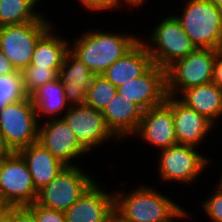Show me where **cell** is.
Here are the masks:
<instances>
[{"label":"cell","mask_w":222,"mask_h":222,"mask_svg":"<svg viewBox=\"0 0 222 222\" xmlns=\"http://www.w3.org/2000/svg\"><path fill=\"white\" fill-rule=\"evenodd\" d=\"M38 142L67 166L79 165L78 162L88 156L63 118L40 122Z\"/></svg>","instance_id":"7c38bea8"},{"label":"cell","mask_w":222,"mask_h":222,"mask_svg":"<svg viewBox=\"0 0 222 222\" xmlns=\"http://www.w3.org/2000/svg\"><path fill=\"white\" fill-rule=\"evenodd\" d=\"M170 12L168 16L161 17L159 23L155 22L153 29L149 28L148 38L141 36L140 39L146 45L153 64L165 70L196 49L172 10Z\"/></svg>","instance_id":"5b68a950"},{"label":"cell","mask_w":222,"mask_h":222,"mask_svg":"<svg viewBox=\"0 0 222 222\" xmlns=\"http://www.w3.org/2000/svg\"><path fill=\"white\" fill-rule=\"evenodd\" d=\"M120 187L114 191L115 212L128 222H168L183 208L173 196L147 181L137 182L134 189L128 188V193Z\"/></svg>","instance_id":"7a4b0ae2"},{"label":"cell","mask_w":222,"mask_h":222,"mask_svg":"<svg viewBox=\"0 0 222 222\" xmlns=\"http://www.w3.org/2000/svg\"><path fill=\"white\" fill-rule=\"evenodd\" d=\"M102 114L110 130L122 142H126L137 131L143 110L123 95L116 93Z\"/></svg>","instance_id":"ac0fdd59"},{"label":"cell","mask_w":222,"mask_h":222,"mask_svg":"<svg viewBox=\"0 0 222 222\" xmlns=\"http://www.w3.org/2000/svg\"><path fill=\"white\" fill-rule=\"evenodd\" d=\"M147 1H150V0H120L122 5H124V9L127 7L126 9H128L131 12H132V9L133 10L136 9V11L138 12L140 10V7L145 6V4L147 5L148 3ZM138 7H139V10L137 9Z\"/></svg>","instance_id":"836d02e7"},{"label":"cell","mask_w":222,"mask_h":222,"mask_svg":"<svg viewBox=\"0 0 222 222\" xmlns=\"http://www.w3.org/2000/svg\"><path fill=\"white\" fill-rule=\"evenodd\" d=\"M219 9H220L221 18H222V6Z\"/></svg>","instance_id":"b9f144b4"},{"label":"cell","mask_w":222,"mask_h":222,"mask_svg":"<svg viewBox=\"0 0 222 222\" xmlns=\"http://www.w3.org/2000/svg\"><path fill=\"white\" fill-rule=\"evenodd\" d=\"M58 71L49 67L28 65L22 72V85L26 96H30L36 89L58 78Z\"/></svg>","instance_id":"484cf974"},{"label":"cell","mask_w":222,"mask_h":222,"mask_svg":"<svg viewBox=\"0 0 222 222\" xmlns=\"http://www.w3.org/2000/svg\"><path fill=\"white\" fill-rule=\"evenodd\" d=\"M39 121L30 96L6 103L0 110V141L7 152L38 142Z\"/></svg>","instance_id":"8992f818"},{"label":"cell","mask_w":222,"mask_h":222,"mask_svg":"<svg viewBox=\"0 0 222 222\" xmlns=\"http://www.w3.org/2000/svg\"><path fill=\"white\" fill-rule=\"evenodd\" d=\"M28 207L33 211L37 222H67L64 212L49 209L36 203Z\"/></svg>","instance_id":"f546056e"},{"label":"cell","mask_w":222,"mask_h":222,"mask_svg":"<svg viewBox=\"0 0 222 222\" xmlns=\"http://www.w3.org/2000/svg\"><path fill=\"white\" fill-rule=\"evenodd\" d=\"M18 153L25 160L37 191L47 185L67 166L39 142L20 149Z\"/></svg>","instance_id":"ffe728a7"},{"label":"cell","mask_w":222,"mask_h":222,"mask_svg":"<svg viewBox=\"0 0 222 222\" xmlns=\"http://www.w3.org/2000/svg\"><path fill=\"white\" fill-rule=\"evenodd\" d=\"M165 103L172 109L178 144L201 148L202 143L209 141L208 137L218 131L209 119L187 107L177 97L167 95Z\"/></svg>","instance_id":"9a60e30c"},{"label":"cell","mask_w":222,"mask_h":222,"mask_svg":"<svg viewBox=\"0 0 222 222\" xmlns=\"http://www.w3.org/2000/svg\"><path fill=\"white\" fill-rule=\"evenodd\" d=\"M134 137V138H133ZM130 139H138L137 143L145 142V146L164 150L176 145V134L172 109L164 102L163 104L143 111L137 131Z\"/></svg>","instance_id":"4fadbf2b"},{"label":"cell","mask_w":222,"mask_h":222,"mask_svg":"<svg viewBox=\"0 0 222 222\" xmlns=\"http://www.w3.org/2000/svg\"><path fill=\"white\" fill-rule=\"evenodd\" d=\"M25 96L21 72L12 76H0V110L6 103L18 101Z\"/></svg>","instance_id":"4316f807"},{"label":"cell","mask_w":222,"mask_h":222,"mask_svg":"<svg viewBox=\"0 0 222 222\" xmlns=\"http://www.w3.org/2000/svg\"><path fill=\"white\" fill-rule=\"evenodd\" d=\"M81 165L66 166L53 180L38 190L36 204L65 212L96 181Z\"/></svg>","instance_id":"ba28073f"},{"label":"cell","mask_w":222,"mask_h":222,"mask_svg":"<svg viewBox=\"0 0 222 222\" xmlns=\"http://www.w3.org/2000/svg\"><path fill=\"white\" fill-rule=\"evenodd\" d=\"M189 212L188 210H186L184 207L171 219L169 220L168 222H182L185 220L188 222V220H192L193 221V214ZM188 218V219H187ZM178 220V221H177ZM180 220V221H179ZM182 220V221H181Z\"/></svg>","instance_id":"e575fe53"},{"label":"cell","mask_w":222,"mask_h":222,"mask_svg":"<svg viewBox=\"0 0 222 222\" xmlns=\"http://www.w3.org/2000/svg\"><path fill=\"white\" fill-rule=\"evenodd\" d=\"M11 206L0 204V222H9Z\"/></svg>","instance_id":"d590c367"},{"label":"cell","mask_w":222,"mask_h":222,"mask_svg":"<svg viewBox=\"0 0 222 222\" xmlns=\"http://www.w3.org/2000/svg\"><path fill=\"white\" fill-rule=\"evenodd\" d=\"M221 175L218 177L219 179H217L218 181V183L220 184V185H222V170H221V173H220Z\"/></svg>","instance_id":"ab89813d"},{"label":"cell","mask_w":222,"mask_h":222,"mask_svg":"<svg viewBox=\"0 0 222 222\" xmlns=\"http://www.w3.org/2000/svg\"><path fill=\"white\" fill-rule=\"evenodd\" d=\"M77 1L79 5H81H78V7H80V9L81 7L83 8L82 11H89L93 14H99L100 12L104 14V12L106 13L107 11H109V13L120 10L123 11L122 7H124L120 0H76L75 2L77 3ZM119 8L121 9L119 10Z\"/></svg>","instance_id":"f1b7e54d"},{"label":"cell","mask_w":222,"mask_h":222,"mask_svg":"<svg viewBox=\"0 0 222 222\" xmlns=\"http://www.w3.org/2000/svg\"><path fill=\"white\" fill-rule=\"evenodd\" d=\"M200 148L191 146L176 144L170 146L167 149L157 151L158 155L156 162L153 164L157 166L158 172L156 173L159 176V181L164 185L170 183H177L178 185H185L186 188L188 185H197L196 181L199 179L202 180L205 170L209 167H212L209 154L205 155L201 152ZM209 166V167H208ZM167 182V183H166Z\"/></svg>","instance_id":"3957f363"},{"label":"cell","mask_w":222,"mask_h":222,"mask_svg":"<svg viewBox=\"0 0 222 222\" xmlns=\"http://www.w3.org/2000/svg\"><path fill=\"white\" fill-rule=\"evenodd\" d=\"M153 65L146 45L140 40L102 74L115 87L143 75Z\"/></svg>","instance_id":"d6986e66"},{"label":"cell","mask_w":222,"mask_h":222,"mask_svg":"<svg viewBox=\"0 0 222 222\" xmlns=\"http://www.w3.org/2000/svg\"><path fill=\"white\" fill-rule=\"evenodd\" d=\"M46 14L38 21L0 27V50L22 72L32 60L38 40L55 24Z\"/></svg>","instance_id":"9c48e42d"},{"label":"cell","mask_w":222,"mask_h":222,"mask_svg":"<svg viewBox=\"0 0 222 222\" xmlns=\"http://www.w3.org/2000/svg\"><path fill=\"white\" fill-rule=\"evenodd\" d=\"M37 5H38V3H39V7L41 6L40 4H41V2L43 1V0H33ZM41 1V2H40Z\"/></svg>","instance_id":"60d3db41"},{"label":"cell","mask_w":222,"mask_h":222,"mask_svg":"<svg viewBox=\"0 0 222 222\" xmlns=\"http://www.w3.org/2000/svg\"><path fill=\"white\" fill-rule=\"evenodd\" d=\"M177 98L221 128L218 125L222 121V90L216 84L210 82L189 88Z\"/></svg>","instance_id":"44dd1931"},{"label":"cell","mask_w":222,"mask_h":222,"mask_svg":"<svg viewBox=\"0 0 222 222\" xmlns=\"http://www.w3.org/2000/svg\"><path fill=\"white\" fill-rule=\"evenodd\" d=\"M213 83L222 90V49L216 50V60L213 70Z\"/></svg>","instance_id":"1f68e13d"},{"label":"cell","mask_w":222,"mask_h":222,"mask_svg":"<svg viewBox=\"0 0 222 222\" xmlns=\"http://www.w3.org/2000/svg\"><path fill=\"white\" fill-rule=\"evenodd\" d=\"M73 131L79 144L89 153L104 148L105 144L123 143L108 127L102 112L93 107L72 105L62 117ZM109 141V142H108ZM115 141V142H114ZM101 145V147H100Z\"/></svg>","instance_id":"8fae6325"},{"label":"cell","mask_w":222,"mask_h":222,"mask_svg":"<svg viewBox=\"0 0 222 222\" xmlns=\"http://www.w3.org/2000/svg\"><path fill=\"white\" fill-rule=\"evenodd\" d=\"M95 74L70 51L65 55L58 71V78L64 86L67 103L84 105L86 96Z\"/></svg>","instance_id":"e0dca14e"},{"label":"cell","mask_w":222,"mask_h":222,"mask_svg":"<svg viewBox=\"0 0 222 222\" xmlns=\"http://www.w3.org/2000/svg\"><path fill=\"white\" fill-rule=\"evenodd\" d=\"M208 1L212 2L218 8L222 6V0H208Z\"/></svg>","instance_id":"74e56055"},{"label":"cell","mask_w":222,"mask_h":222,"mask_svg":"<svg viewBox=\"0 0 222 222\" xmlns=\"http://www.w3.org/2000/svg\"><path fill=\"white\" fill-rule=\"evenodd\" d=\"M107 222H128L126 220H124L119 214H117L116 212H114L108 219Z\"/></svg>","instance_id":"8d00e7d4"},{"label":"cell","mask_w":222,"mask_h":222,"mask_svg":"<svg viewBox=\"0 0 222 222\" xmlns=\"http://www.w3.org/2000/svg\"><path fill=\"white\" fill-rule=\"evenodd\" d=\"M216 50L196 48L166 69L167 95L178 97L183 91L213 82Z\"/></svg>","instance_id":"52a82bcc"},{"label":"cell","mask_w":222,"mask_h":222,"mask_svg":"<svg viewBox=\"0 0 222 222\" xmlns=\"http://www.w3.org/2000/svg\"><path fill=\"white\" fill-rule=\"evenodd\" d=\"M7 151L3 148L1 141H0V158L6 153Z\"/></svg>","instance_id":"f35d334b"},{"label":"cell","mask_w":222,"mask_h":222,"mask_svg":"<svg viewBox=\"0 0 222 222\" xmlns=\"http://www.w3.org/2000/svg\"><path fill=\"white\" fill-rule=\"evenodd\" d=\"M30 98L36 108L39 122L45 121V119L62 118L70 107L66 100L64 86L59 78L36 89Z\"/></svg>","instance_id":"7402d4cb"},{"label":"cell","mask_w":222,"mask_h":222,"mask_svg":"<svg viewBox=\"0 0 222 222\" xmlns=\"http://www.w3.org/2000/svg\"><path fill=\"white\" fill-rule=\"evenodd\" d=\"M214 184V191H210L212 194H208V198L206 197L201 202L199 201V207L197 208H200L202 211L204 210V216L210 218L209 222H222V185L218 182Z\"/></svg>","instance_id":"83f0119b"},{"label":"cell","mask_w":222,"mask_h":222,"mask_svg":"<svg viewBox=\"0 0 222 222\" xmlns=\"http://www.w3.org/2000/svg\"><path fill=\"white\" fill-rule=\"evenodd\" d=\"M37 6L33 0H0V27L40 20L46 12Z\"/></svg>","instance_id":"cb8c5ba5"},{"label":"cell","mask_w":222,"mask_h":222,"mask_svg":"<svg viewBox=\"0 0 222 222\" xmlns=\"http://www.w3.org/2000/svg\"><path fill=\"white\" fill-rule=\"evenodd\" d=\"M18 71L0 50V76H12Z\"/></svg>","instance_id":"d6a6232c"},{"label":"cell","mask_w":222,"mask_h":222,"mask_svg":"<svg viewBox=\"0 0 222 222\" xmlns=\"http://www.w3.org/2000/svg\"><path fill=\"white\" fill-rule=\"evenodd\" d=\"M116 93L117 87L103 75H95L90 83L85 104L103 112Z\"/></svg>","instance_id":"d4e9b609"},{"label":"cell","mask_w":222,"mask_h":222,"mask_svg":"<svg viewBox=\"0 0 222 222\" xmlns=\"http://www.w3.org/2000/svg\"><path fill=\"white\" fill-rule=\"evenodd\" d=\"M37 194L23 157L18 152H6L0 158V204L30 206Z\"/></svg>","instance_id":"30bf717a"},{"label":"cell","mask_w":222,"mask_h":222,"mask_svg":"<svg viewBox=\"0 0 222 222\" xmlns=\"http://www.w3.org/2000/svg\"><path fill=\"white\" fill-rule=\"evenodd\" d=\"M179 5L183 6L174 9L178 15L172 13L196 48L222 49L220 9L208 0H184Z\"/></svg>","instance_id":"277c9868"},{"label":"cell","mask_w":222,"mask_h":222,"mask_svg":"<svg viewBox=\"0 0 222 222\" xmlns=\"http://www.w3.org/2000/svg\"><path fill=\"white\" fill-rule=\"evenodd\" d=\"M89 29V30H88ZM79 36L69 37V51L83 62L95 75H102L109 66L123 57L141 39L132 30L106 31L101 27L88 28ZM104 30V31H103ZM108 30V31H107ZM137 35V36H136ZM140 35V36H139Z\"/></svg>","instance_id":"6da1fadb"},{"label":"cell","mask_w":222,"mask_h":222,"mask_svg":"<svg viewBox=\"0 0 222 222\" xmlns=\"http://www.w3.org/2000/svg\"><path fill=\"white\" fill-rule=\"evenodd\" d=\"M117 93L143 111L163 104L167 97L166 70L153 64L143 75L117 87Z\"/></svg>","instance_id":"5bb4252c"},{"label":"cell","mask_w":222,"mask_h":222,"mask_svg":"<svg viewBox=\"0 0 222 222\" xmlns=\"http://www.w3.org/2000/svg\"><path fill=\"white\" fill-rule=\"evenodd\" d=\"M9 222H37V220L33 211L28 206H11Z\"/></svg>","instance_id":"4dcf8cb0"},{"label":"cell","mask_w":222,"mask_h":222,"mask_svg":"<svg viewBox=\"0 0 222 222\" xmlns=\"http://www.w3.org/2000/svg\"><path fill=\"white\" fill-rule=\"evenodd\" d=\"M56 24L38 40L29 65L49 67L53 70L61 68L65 55L69 52L70 39L60 35L61 32L58 34Z\"/></svg>","instance_id":"603a6c76"},{"label":"cell","mask_w":222,"mask_h":222,"mask_svg":"<svg viewBox=\"0 0 222 222\" xmlns=\"http://www.w3.org/2000/svg\"><path fill=\"white\" fill-rule=\"evenodd\" d=\"M95 181L84 194L64 212L67 222H107L115 212L114 189L107 191ZM110 191V192H109Z\"/></svg>","instance_id":"2e32d148"}]
</instances>
